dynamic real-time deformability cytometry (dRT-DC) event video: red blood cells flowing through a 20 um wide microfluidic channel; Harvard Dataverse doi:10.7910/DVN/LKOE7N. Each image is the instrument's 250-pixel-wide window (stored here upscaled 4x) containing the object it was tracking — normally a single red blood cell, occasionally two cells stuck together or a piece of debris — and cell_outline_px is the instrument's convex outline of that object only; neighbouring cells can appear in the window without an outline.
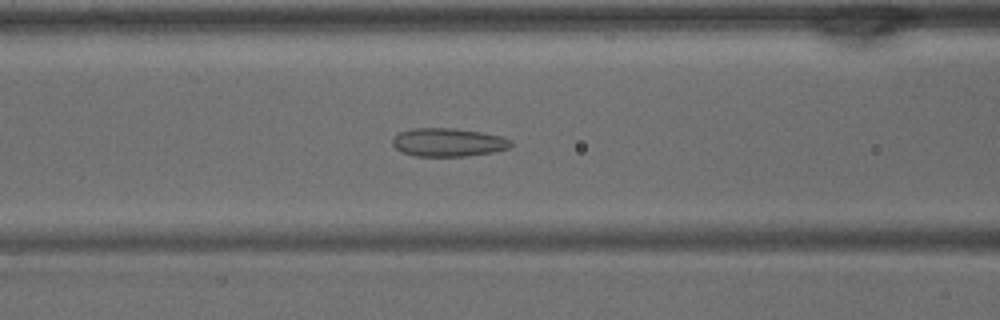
{"species": "common noctule bat (a hibernating species)", "species_latin": "Nyctalus noctula", "temperature_condition": "warm", "stored_images_in_passage": 41, "camera_frame_rate_fps": 3000, "um_per_image_px": 0.085, "animal": {"sex": "male", "body_mass_g": 15.6}, "frame": {"image": 1, "passage_image": 17, "time_ms": 5.333, "image_size_px": [1000, 320], "cell_outline_px": [[512, 144], [508, 148], [492, 152], [464, 156], [416, 156], [400, 152], [392, 144], [392, 140], [400, 132], [412, 128], [452, 128], [480, 132], [500, 136], [512, 140]], "centroid_in_image_um": [38.07, 12.1], "position_along_channel_um": 128.5, "area_um2": 19.42}}
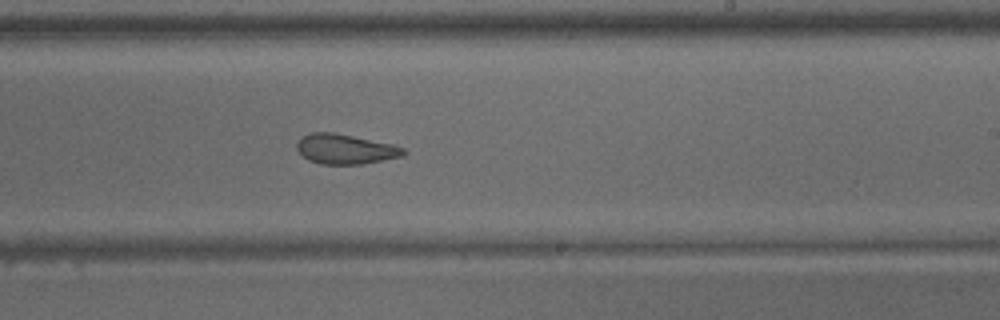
{"frame": {"image": 2, "passage_image": 25, "time_ms": 8.0, "image_size_px": [1000, 320], "cell_outline_px": [[408, 152], [400, 156], [364, 164], [320, 164], [308, 160], [296, 148], [296, 144], [304, 136], [312, 132], [332, 132], [392, 144], [404, 148]], "centroid_in_image_um": [29.35, 12.68], "position_along_channel_um": 259.7, "area_um2": 18.32}}
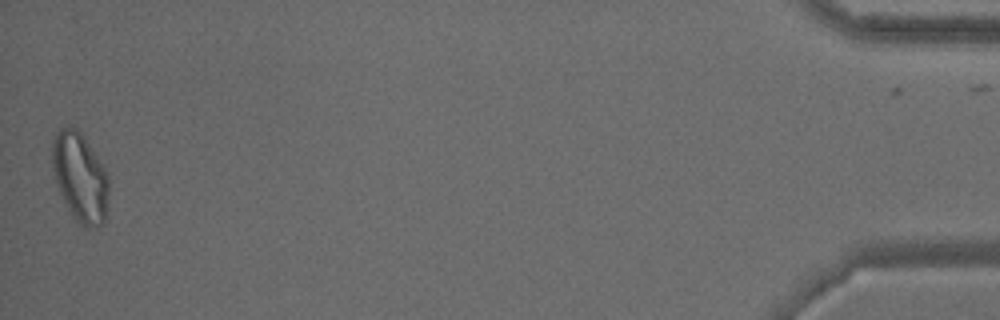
{"frame": {"image": 3, "passage_image": 41, "time_ms": 13.333, "image_size_px": [1000, 320], "cell_outline_px": [[108, 192], [104, 224], [96, 228], [88, 228], [80, 224], [72, 216], [60, 192], [56, 180], [52, 164], [52, 140], [56, 132], [60, 128], [68, 124], [72, 124], [80, 132], [104, 168], [108, 176]], "centroid_in_image_um": [6.79, 15.06], "position_along_channel_um": 428.4, "area_um2": 29.13}}